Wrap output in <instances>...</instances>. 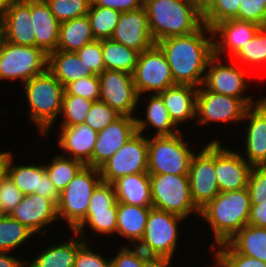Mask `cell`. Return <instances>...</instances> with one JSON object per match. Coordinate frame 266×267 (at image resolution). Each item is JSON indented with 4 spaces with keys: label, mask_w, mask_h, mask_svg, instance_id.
I'll use <instances>...</instances> for the list:
<instances>
[{
    "label": "cell",
    "mask_w": 266,
    "mask_h": 267,
    "mask_svg": "<svg viewBox=\"0 0 266 267\" xmlns=\"http://www.w3.org/2000/svg\"><path fill=\"white\" fill-rule=\"evenodd\" d=\"M164 52L175 84L200 87L209 60L214 56L212 30L204 24L184 36H172L156 43Z\"/></svg>",
    "instance_id": "1"
},
{
    "label": "cell",
    "mask_w": 266,
    "mask_h": 267,
    "mask_svg": "<svg viewBox=\"0 0 266 267\" xmlns=\"http://www.w3.org/2000/svg\"><path fill=\"white\" fill-rule=\"evenodd\" d=\"M251 200L247 188L220 192L200 210L197 222L204 221L211 231L209 251L217 245L228 242L239 230L248 224Z\"/></svg>",
    "instance_id": "2"
},
{
    "label": "cell",
    "mask_w": 266,
    "mask_h": 267,
    "mask_svg": "<svg viewBox=\"0 0 266 267\" xmlns=\"http://www.w3.org/2000/svg\"><path fill=\"white\" fill-rule=\"evenodd\" d=\"M154 41L194 33L203 25L197 0H144Z\"/></svg>",
    "instance_id": "3"
},
{
    "label": "cell",
    "mask_w": 266,
    "mask_h": 267,
    "mask_svg": "<svg viewBox=\"0 0 266 267\" xmlns=\"http://www.w3.org/2000/svg\"><path fill=\"white\" fill-rule=\"evenodd\" d=\"M27 122L34 124L35 132L42 138L59 119L65 87L48 71L37 75L22 85ZM24 90V91H23ZM37 128V129H36Z\"/></svg>",
    "instance_id": "4"
},
{
    "label": "cell",
    "mask_w": 266,
    "mask_h": 267,
    "mask_svg": "<svg viewBox=\"0 0 266 267\" xmlns=\"http://www.w3.org/2000/svg\"><path fill=\"white\" fill-rule=\"evenodd\" d=\"M186 137L185 131L172 136L147 137L148 174L188 176L191 158L200 142Z\"/></svg>",
    "instance_id": "5"
},
{
    "label": "cell",
    "mask_w": 266,
    "mask_h": 267,
    "mask_svg": "<svg viewBox=\"0 0 266 267\" xmlns=\"http://www.w3.org/2000/svg\"><path fill=\"white\" fill-rule=\"evenodd\" d=\"M185 221L187 224L188 220L179 215L152 207L144 235L136 246L148 256L176 259L182 239L180 227Z\"/></svg>",
    "instance_id": "6"
},
{
    "label": "cell",
    "mask_w": 266,
    "mask_h": 267,
    "mask_svg": "<svg viewBox=\"0 0 266 267\" xmlns=\"http://www.w3.org/2000/svg\"><path fill=\"white\" fill-rule=\"evenodd\" d=\"M101 182L100 170L85 165L60 192L57 214L59 223L65 222V230L66 224L72 232L83 222L91 196Z\"/></svg>",
    "instance_id": "7"
},
{
    "label": "cell",
    "mask_w": 266,
    "mask_h": 267,
    "mask_svg": "<svg viewBox=\"0 0 266 267\" xmlns=\"http://www.w3.org/2000/svg\"><path fill=\"white\" fill-rule=\"evenodd\" d=\"M149 178L153 208L179 215L190 223L194 216L199 219L200 210L192 201L188 176L149 174Z\"/></svg>",
    "instance_id": "8"
},
{
    "label": "cell",
    "mask_w": 266,
    "mask_h": 267,
    "mask_svg": "<svg viewBox=\"0 0 266 267\" xmlns=\"http://www.w3.org/2000/svg\"><path fill=\"white\" fill-rule=\"evenodd\" d=\"M252 74L232 59L224 60L214 55L209 60L202 85L215 93L242 99L251 107L261 100L260 97L256 98L254 93H247L250 91L251 83L248 80Z\"/></svg>",
    "instance_id": "9"
},
{
    "label": "cell",
    "mask_w": 266,
    "mask_h": 267,
    "mask_svg": "<svg viewBox=\"0 0 266 267\" xmlns=\"http://www.w3.org/2000/svg\"><path fill=\"white\" fill-rule=\"evenodd\" d=\"M47 62L48 55L36 46L15 45L0 39V80L6 81V86L15 81L17 85L18 81L21 89L25 81L47 70Z\"/></svg>",
    "instance_id": "10"
},
{
    "label": "cell",
    "mask_w": 266,
    "mask_h": 267,
    "mask_svg": "<svg viewBox=\"0 0 266 267\" xmlns=\"http://www.w3.org/2000/svg\"><path fill=\"white\" fill-rule=\"evenodd\" d=\"M248 108L242 99L215 93L201 85L196 95L195 125H208L209 128V124H220V127L224 123L237 128L236 125H241Z\"/></svg>",
    "instance_id": "11"
},
{
    "label": "cell",
    "mask_w": 266,
    "mask_h": 267,
    "mask_svg": "<svg viewBox=\"0 0 266 267\" xmlns=\"http://www.w3.org/2000/svg\"><path fill=\"white\" fill-rule=\"evenodd\" d=\"M200 146L191 158L188 173L191 198L199 210L220 193L215 172V141L204 144L202 141Z\"/></svg>",
    "instance_id": "12"
},
{
    "label": "cell",
    "mask_w": 266,
    "mask_h": 267,
    "mask_svg": "<svg viewBox=\"0 0 266 267\" xmlns=\"http://www.w3.org/2000/svg\"><path fill=\"white\" fill-rule=\"evenodd\" d=\"M132 75L139 96L158 94L175 85L166 56L157 44L139 54Z\"/></svg>",
    "instance_id": "13"
},
{
    "label": "cell",
    "mask_w": 266,
    "mask_h": 267,
    "mask_svg": "<svg viewBox=\"0 0 266 267\" xmlns=\"http://www.w3.org/2000/svg\"><path fill=\"white\" fill-rule=\"evenodd\" d=\"M260 98L257 104L247 109L240 125L243 129L236 135V138L241 137L242 148L234 145L252 167L266 165V95Z\"/></svg>",
    "instance_id": "14"
},
{
    "label": "cell",
    "mask_w": 266,
    "mask_h": 267,
    "mask_svg": "<svg viewBox=\"0 0 266 267\" xmlns=\"http://www.w3.org/2000/svg\"><path fill=\"white\" fill-rule=\"evenodd\" d=\"M99 170L101 180L111 184L126 175L148 173L147 137L137 132Z\"/></svg>",
    "instance_id": "15"
},
{
    "label": "cell",
    "mask_w": 266,
    "mask_h": 267,
    "mask_svg": "<svg viewBox=\"0 0 266 267\" xmlns=\"http://www.w3.org/2000/svg\"><path fill=\"white\" fill-rule=\"evenodd\" d=\"M100 99L120 115L136 116L139 94L133 75L117 70H104L98 75Z\"/></svg>",
    "instance_id": "16"
},
{
    "label": "cell",
    "mask_w": 266,
    "mask_h": 267,
    "mask_svg": "<svg viewBox=\"0 0 266 267\" xmlns=\"http://www.w3.org/2000/svg\"><path fill=\"white\" fill-rule=\"evenodd\" d=\"M220 136L215 141V172L220 192L237 191L247 188L252 166L237 149L228 148Z\"/></svg>",
    "instance_id": "17"
},
{
    "label": "cell",
    "mask_w": 266,
    "mask_h": 267,
    "mask_svg": "<svg viewBox=\"0 0 266 267\" xmlns=\"http://www.w3.org/2000/svg\"><path fill=\"white\" fill-rule=\"evenodd\" d=\"M9 215L25 225L36 236L51 235L49 229L52 225H58L59 219L57 206L45 197L32 193L24 195L21 202L9 213ZM58 221V224H57Z\"/></svg>",
    "instance_id": "18"
},
{
    "label": "cell",
    "mask_w": 266,
    "mask_h": 267,
    "mask_svg": "<svg viewBox=\"0 0 266 267\" xmlns=\"http://www.w3.org/2000/svg\"><path fill=\"white\" fill-rule=\"evenodd\" d=\"M261 26L252 22L231 19L215 24L213 35L214 55L232 59L252 39ZM227 55V56H225Z\"/></svg>",
    "instance_id": "19"
},
{
    "label": "cell",
    "mask_w": 266,
    "mask_h": 267,
    "mask_svg": "<svg viewBox=\"0 0 266 267\" xmlns=\"http://www.w3.org/2000/svg\"><path fill=\"white\" fill-rule=\"evenodd\" d=\"M136 133V120L127 115H121L105 129L99 131L91 157V167L99 169Z\"/></svg>",
    "instance_id": "20"
},
{
    "label": "cell",
    "mask_w": 266,
    "mask_h": 267,
    "mask_svg": "<svg viewBox=\"0 0 266 267\" xmlns=\"http://www.w3.org/2000/svg\"><path fill=\"white\" fill-rule=\"evenodd\" d=\"M142 99L144 100L143 102L141 101ZM141 106L142 112L140 110ZM140 113L143 115H139ZM136 115L137 132L146 137L172 136L182 131L171 120L168 110L158 94L140 95ZM149 132H152V134Z\"/></svg>",
    "instance_id": "21"
},
{
    "label": "cell",
    "mask_w": 266,
    "mask_h": 267,
    "mask_svg": "<svg viewBox=\"0 0 266 267\" xmlns=\"http://www.w3.org/2000/svg\"><path fill=\"white\" fill-rule=\"evenodd\" d=\"M110 39L140 53L155 45L144 7L122 12Z\"/></svg>",
    "instance_id": "22"
},
{
    "label": "cell",
    "mask_w": 266,
    "mask_h": 267,
    "mask_svg": "<svg viewBox=\"0 0 266 267\" xmlns=\"http://www.w3.org/2000/svg\"><path fill=\"white\" fill-rule=\"evenodd\" d=\"M1 38L15 45L35 46L31 0H9L1 21Z\"/></svg>",
    "instance_id": "23"
},
{
    "label": "cell",
    "mask_w": 266,
    "mask_h": 267,
    "mask_svg": "<svg viewBox=\"0 0 266 267\" xmlns=\"http://www.w3.org/2000/svg\"><path fill=\"white\" fill-rule=\"evenodd\" d=\"M56 128V134L54 135H57L55 143L58 150H60L59 153L91 166V157L98 132L91 129L86 123Z\"/></svg>",
    "instance_id": "24"
},
{
    "label": "cell",
    "mask_w": 266,
    "mask_h": 267,
    "mask_svg": "<svg viewBox=\"0 0 266 267\" xmlns=\"http://www.w3.org/2000/svg\"><path fill=\"white\" fill-rule=\"evenodd\" d=\"M197 91L198 88L190 85L175 84L158 93L168 110L171 120L182 131H184V128L185 130L188 129L184 125H189L191 121H193L191 124H194L192 126L195 128Z\"/></svg>",
    "instance_id": "25"
},
{
    "label": "cell",
    "mask_w": 266,
    "mask_h": 267,
    "mask_svg": "<svg viewBox=\"0 0 266 267\" xmlns=\"http://www.w3.org/2000/svg\"><path fill=\"white\" fill-rule=\"evenodd\" d=\"M69 233L66 240L59 238L58 242L52 244L47 241V246L40 249L43 251H37L30 259L25 258L26 267H74L76 254L86 241L73 231Z\"/></svg>",
    "instance_id": "26"
},
{
    "label": "cell",
    "mask_w": 266,
    "mask_h": 267,
    "mask_svg": "<svg viewBox=\"0 0 266 267\" xmlns=\"http://www.w3.org/2000/svg\"><path fill=\"white\" fill-rule=\"evenodd\" d=\"M31 17L35 34V46L49 55L57 48L60 22L45 0H31Z\"/></svg>",
    "instance_id": "27"
},
{
    "label": "cell",
    "mask_w": 266,
    "mask_h": 267,
    "mask_svg": "<svg viewBox=\"0 0 266 267\" xmlns=\"http://www.w3.org/2000/svg\"><path fill=\"white\" fill-rule=\"evenodd\" d=\"M151 208L117 202V230L114 243H118L119 237L123 238L119 239L120 242L125 241L123 245L136 246L144 235Z\"/></svg>",
    "instance_id": "28"
},
{
    "label": "cell",
    "mask_w": 266,
    "mask_h": 267,
    "mask_svg": "<svg viewBox=\"0 0 266 267\" xmlns=\"http://www.w3.org/2000/svg\"><path fill=\"white\" fill-rule=\"evenodd\" d=\"M47 70L64 86L94 74L76 52L56 49L48 55Z\"/></svg>",
    "instance_id": "29"
},
{
    "label": "cell",
    "mask_w": 266,
    "mask_h": 267,
    "mask_svg": "<svg viewBox=\"0 0 266 267\" xmlns=\"http://www.w3.org/2000/svg\"><path fill=\"white\" fill-rule=\"evenodd\" d=\"M87 229H89L90 231H88ZM116 230L117 207H100L88 208L86 218L73 232L81 236L86 242H89L90 240V242L92 243V237L95 238L94 240L96 242V237H104V239H107L111 236L110 239L112 238L113 240V237H116ZM89 233L91 234V236L89 235ZM94 234H97L96 237ZM88 235L91 239L88 238ZM105 236L107 237L105 238Z\"/></svg>",
    "instance_id": "30"
},
{
    "label": "cell",
    "mask_w": 266,
    "mask_h": 267,
    "mask_svg": "<svg viewBox=\"0 0 266 267\" xmlns=\"http://www.w3.org/2000/svg\"><path fill=\"white\" fill-rule=\"evenodd\" d=\"M117 202L152 207L151 184L148 173H137L118 178L113 183Z\"/></svg>",
    "instance_id": "31"
},
{
    "label": "cell",
    "mask_w": 266,
    "mask_h": 267,
    "mask_svg": "<svg viewBox=\"0 0 266 267\" xmlns=\"http://www.w3.org/2000/svg\"><path fill=\"white\" fill-rule=\"evenodd\" d=\"M95 40L87 15L60 23L57 48L67 52H77Z\"/></svg>",
    "instance_id": "32"
},
{
    "label": "cell",
    "mask_w": 266,
    "mask_h": 267,
    "mask_svg": "<svg viewBox=\"0 0 266 267\" xmlns=\"http://www.w3.org/2000/svg\"><path fill=\"white\" fill-rule=\"evenodd\" d=\"M15 155L16 153L14 154V152L10 154L7 164V175L12 179L23 195L40 192L41 161L35 162L34 160L32 162L30 160V162L24 161V163H21L16 160Z\"/></svg>",
    "instance_id": "33"
},
{
    "label": "cell",
    "mask_w": 266,
    "mask_h": 267,
    "mask_svg": "<svg viewBox=\"0 0 266 267\" xmlns=\"http://www.w3.org/2000/svg\"><path fill=\"white\" fill-rule=\"evenodd\" d=\"M228 243L238 253L266 262V228L247 224Z\"/></svg>",
    "instance_id": "34"
},
{
    "label": "cell",
    "mask_w": 266,
    "mask_h": 267,
    "mask_svg": "<svg viewBox=\"0 0 266 267\" xmlns=\"http://www.w3.org/2000/svg\"><path fill=\"white\" fill-rule=\"evenodd\" d=\"M140 52L112 39L102 40V58L105 70L133 74Z\"/></svg>",
    "instance_id": "35"
},
{
    "label": "cell",
    "mask_w": 266,
    "mask_h": 267,
    "mask_svg": "<svg viewBox=\"0 0 266 267\" xmlns=\"http://www.w3.org/2000/svg\"><path fill=\"white\" fill-rule=\"evenodd\" d=\"M232 60L255 74L266 72V27H261Z\"/></svg>",
    "instance_id": "36"
},
{
    "label": "cell",
    "mask_w": 266,
    "mask_h": 267,
    "mask_svg": "<svg viewBox=\"0 0 266 267\" xmlns=\"http://www.w3.org/2000/svg\"><path fill=\"white\" fill-rule=\"evenodd\" d=\"M36 237L30 229L9 214L0 217V252H18V248L22 250L23 244H28L29 240L33 241Z\"/></svg>",
    "instance_id": "37"
},
{
    "label": "cell",
    "mask_w": 266,
    "mask_h": 267,
    "mask_svg": "<svg viewBox=\"0 0 266 267\" xmlns=\"http://www.w3.org/2000/svg\"><path fill=\"white\" fill-rule=\"evenodd\" d=\"M93 101L64 92L62 109L55 125L42 137L48 139L56 127H70L84 123ZM51 131V132H50ZM51 133V134H50ZM49 135V136H48ZM48 137V138H47Z\"/></svg>",
    "instance_id": "38"
},
{
    "label": "cell",
    "mask_w": 266,
    "mask_h": 267,
    "mask_svg": "<svg viewBox=\"0 0 266 267\" xmlns=\"http://www.w3.org/2000/svg\"><path fill=\"white\" fill-rule=\"evenodd\" d=\"M55 154L51 159L44 162V168L54 186L61 192L85 164L60 153L56 152Z\"/></svg>",
    "instance_id": "39"
},
{
    "label": "cell",
    "mask_w": 266,
    "mask_h": 267,
    "mask_svg": "<svg viewBox=\"0 0 266 267\" xmlns=\"http://www.w3.org/2000/svg\"><path fill=\"white\" fill-rule=\"evenodd\" d=\"M241 0H197L204 24L210 29L222 21L237 19Z\"/></svg>",
    "instance_id": "40"
},
{
    "label": "cell",
    "mask_w": 266,
    "mask_h": 267,
    "mask_svg": "<svg viewBox=\"0 0 266 267\" xmlns=\"http://www.w3.org/2000/svg\"><path fill=\"white\" fill-rule=\"evenodd\" d=\"M121 12L90 4L88 18L95 40L110 39Z\"/></svg>",
    "instance_id": "41"
},
{
    "label": "cell",
    "mask_w": 266,
    "mask_h": 267,
    "mask_svg": "<svg viewBox=\"0 0 266 267\" xmlns=\"http://www.w3.org/2000/svg\"><path fill=\"white\" fill-rule=\"evenodd\" d=\"M208 253L214 255L224 267H266V262L238 253L228 242L217 245Z\"/></svg>",
    "instance_id": "42"
},
{
    "label": "cell",
    "mask_w": 266,
    "mask_h": 267,
    "mask_svg": "<svg viewBox=\"0 0 266 267\" xmlns=\"http://www.w3.org/2000/svg\"><path fill=\"white\" fill-rule=\"evenodd\" d=\"M56 19L62 23L88 14L91 0H45Z\"/></svg>",
    "instance_id": "43"
},
{
    "label": "cell",
    "mask_w": 266,
    "mask_h": 267,
    "mask_svg": "<svg viewBox=\"0 0 266 267\" xmlns=\"http://www.w3.org/2000/svg\"><path fill=\"white\" fill-rule=\"evenodd\" d=\"M121 115L101 100L93 101L85 118L86 123L96 132L102 131L109 124L117 120Z\"/></svg>",
    "instance_id": "44"
},
{
    "label": "cell",
    "mask_w": 266,
    "mask_h": 267,
    "mask_svg": "<svg viewBox=\"0 0 266 267\" xmlns=\"http://www.w3.org/2000/svg\"><path fill=\"white\" fill-rule=\"evenodd\" d=\"M114 256L112 257V255ZM110 256L114 267H143L144 260L148 257L137 246L120 245L115 253Z\"/></svg>",
    "instance_id": "45"
},
{
    "label": "cell",
    "mask_w": 266,
    "mask_h": 267,
    "mask_svg": "<svg viewBox=\"0 0 266 267\" xmlns=\"http://www.w3.org/2000/svg\"><path fill=\"white\" fill-rule=\"evenodd\" d=\"M91 245L89 241L79 248L74 267H109L111 264L110 256L108 257L106 253L104 254L103 252L105 251H99L97 248L93 249Z\"/></svg>",
    "instance_id": "46"
},
{
    "label": "cell",
    "mask_w": 266,
    "mask_h": 267,
    "mask_svg": "<svg viewBox=\"0 0 266 267\" xmlns=\"http://www.w3.org/2000/svg\"><path fill=\"white\" fill-rule=\"evenodd\" d=\"M65 91L69 95H75L90 99L92 101H98L100 99V82L98 75L75 80L65 87Z\"/></svg>",
    "instance_id": "47"
},
{
    "label": "cell",
    "mask_w": 266,
    "mask_h": 267,
    "mask_svg": "<svg viewBox=\"0 0 266 267\" xmlns=\"http://www.w3.org/2000/svg\"><path fill=\"white\" fill-rule=\"evenodd\" d=\"M76 53L94 75H99L105 70L102 58V40H94Z\"/></svg>",
    "instance_id": "48"
},
{
    "label": "cell",
    "mask_w": 266,
    "mask_h": 267,
    "mask_svg": "<svg viewBox=\"0 0 266 267\" xmlns=\"http://www.w3.org/2000/svg\"><path fill=\"white\" fill-rule=\"evenodd\" d=\"M247 189L251 204L262 203V200L266 197V165L252 167Z\"/></svg>",
    "instance_id": "49"
},
{
    "label": "cell",
    "mask_w": 266,
    "mask_h": 267,
    "mask_svg": "<svg viewBox=\"0 0 266 267\" xmlns=\"http://www.w3.org/2000/svg\"><path fill=\"white\" fill-rule=\"evenodd\" d=\"M237 19L266 27V3H257L254 0H241Z\"/></svg>",
    "instance_id": "50"
},
{
    "label": "cell",
    "mask_w": 266,
    "mask_h": 267,
    "mask_svg": "<svg viewBox=\"0 0 266 267\" xmlns=\"http://www.w3.org/2000/svg\"><path fill=\"white\" fill-rule=\"evenodd\" d=\"M23 196L12 179L6 175L0 182V198L3 203L4 212L9 214L21 202Z\"/></svg>",
    "instance_id": "51"
},
{
    "label": "cell",
    "mask_w": 266,
    "mask_h": 267,
    "mask_svg": "<svg viewBox=\"0 0 266 267\" xmlns=\"http://www.w3.org/2000/svg\"><path fill=\"white\" fill-rule=\"evenodd\" d=\"M117 207L113 184L101 182L94 190L88 208Z\"/></svg>",
    "instance_id": "52"
},
{
    "label": "cell",
    "mask_w": 266,
    "mask_h": 267,
    "mask_svg": "<svg viewBox=\"0 0 266 267\" xmlns=\"http://www.w3.org/2000/svg\"><path fill=\"white\" fill-rule=\"evenodd\" d=\"M91 3L96 6L111 8L122 13L143 7L144 0H91Z\"/></svg>",
    "instance_id": "53"
},
{
    "label": "cell",
    "mask_w": 266,
    "mask_h": 267,
    "mask_svg": "<svg viewBox=\"0 0 266 267\" xmlns=\"http://www.w3.org/2000/svg\"><path fill=\"white\" fill-rule=\"evenodd\" d=\"M35 193L41 195L42 197L47 198L48 200L52 201L57 206L60 192L54 186V183L50 180L48 174L46 173L45 168H44V161H41L40 192H35Z\"/></svg>",
    "instance_id": "54"
},
{
    "label": "cell",
    "mask_w": 266,
    "mask_h": 267,
    "mask_svg": "<svg viewBox=\"0 0 266 267\" xmlns=\"http://www.w3.org/2000/svg\"><path fill=\"white\" fill-rule=\"evenodd\" d=\"M248 224L266 228V197L260 204H251Z\"/></svg>",
    "instance_id": "55"
},
{
    "label": "cell",
    "mask_w": 266,
    "mask_h": 267,
    "mask_svg": "<svg viewBox=\"0 0 266 267\" xmlns=\"http://www.w3.org/2000/svg\"><path fill=\"white\" fill-rule=\"evenodd\" d=\"M20 254L0 252V267H26V260Z\"/></svg>",
    "instance_id": "56"
},
{
    "label": "cell",
    "mask_w": 266,
    "mask_h": 267,
    "mask_svg": "<svg viewBox=\"0 0 266 267\" xmlns=\"http://www.w3.org/2000/svg\"><path fill=\"white\" fill-rule=\"evenodd\" d=\"M174 261L177 262L168 257L148 256L144 260L143 267H176Z\"/></svg>",
    "instance_id": "57"
},
{
    "label": "cell",
    "mask_w": 266,
    "mask_h": 267,
    "mask_svg": "<svg viewBox=\"0 0 266 267\" xmlns=\"http://www.w3.org/2000/svg\"><path fill=\"white\" fill-rule=\"evenodd\" d=\"M11 152H12L11 149L3 150L2 148V150H0V182L7 175V164H8Z\"/></svg>",
    "instance_id": "58"
},
{
    "label": "cell",
    "mask_w": 266,
    "mask_h": 267,
    "mask_svg": "<svg viewBox=\"0 0 266 267\" xmlns=\"http://www.w3.org/2000/svg\"><path fill=\"white\" fill-rule=\"evenodd\" d=\"M9 0H0V22L3 19V16L5 15L7 5Z\"/></svg>",
    "instance_id": "59"
},
{
    "label": "cell",
    "mask_w": 266,
    "mask_h": 267,
    "mask_svg": "<svg viewBox=\"0 0 266 267\" xmlns=\"http://www.w3.org/2000/svg\"><path fill=\"white\" fill-rule=\"evenodd\" d=\"M210 257H211V259L213 258L212 259V262L209 261L210 263L208 262V265L207 266L205 264L204 265L205 267H224V265L214 255H212Z\"/></svg>",
    "instance_id": "60"
},
{
    "label": "cell",
    "mask_w": 266,
    "mask_h": 267,
    "mask_svg": "<svg viewBox=\"0 0 266 267\" xmlns=\"http://www.w3.org/2000/svg\"><path fill=\"white\" fill-rule=\"evenodd\" d=\"M5 215H7V214L4 212L3 203H2V200L0 198V217L5 216Z\"/></svg>",
    "instance_id": "61"
},
{
    "label": "cell",
    "mask_w": 266,
    "mask_h": 267,
    "mask_svg": "<svg viewBox=\"0 0 266 267\" xmlns=\"http://www.w3.org/2000/svg\"><path fill=\"white\" fill-rule=\"evenodd\" d=\"M257 3H266V0H254Z\"/></svg>",
    "instance_id": "62"
},
{
    "label": "cell",
    "mask_w": 266,
    "mask_h": 267,
    "mask_svg": "<svg viewBox=\"0 0 266 267\" xmlns=\"http://www.w3.org/2000/svg\"><path fill=\"white\" fill-rule=\"evenodd\" d=\"M0 39H1V22H0Z\"/></svg>",
    "instance_id": "63"
}]
</instances>
